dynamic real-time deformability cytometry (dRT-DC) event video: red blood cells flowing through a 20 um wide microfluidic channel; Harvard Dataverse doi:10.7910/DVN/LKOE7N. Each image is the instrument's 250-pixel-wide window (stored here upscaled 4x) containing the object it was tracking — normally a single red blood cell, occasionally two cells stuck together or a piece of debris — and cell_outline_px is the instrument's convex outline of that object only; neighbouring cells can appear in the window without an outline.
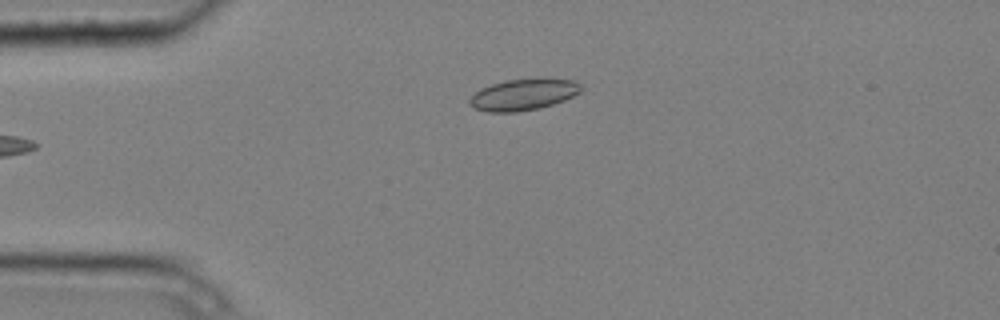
{"species": "common noctule bat (a hibernating species)", "species_latin": "Nyctalus noctula", "temperature_condition": "cold", "stored_images_in_passage": 5, "camera_frame_rate_fps": 3000, "um_per_image_px": 0.085, "animal": {"sex": "male", "body_mass_g": 20.4}, "frame": {"image": 1, "passage_image": 5, "time_ms": 1.333, "image_size_px": [1000, 320], "cell_outline_px": [[584, 88], [580, 92], [564, 100], [540, 108], [516, 112], [484, 112], [472, 108], [468, 104], [468, 100], [480, 88], [504, 80], [536, 76], [548, 76], [576, 80]], "centroid_in_image_um": [44.52, 7.99], "position_along_channel_um": 40.5, "area_um2": 21.33}}